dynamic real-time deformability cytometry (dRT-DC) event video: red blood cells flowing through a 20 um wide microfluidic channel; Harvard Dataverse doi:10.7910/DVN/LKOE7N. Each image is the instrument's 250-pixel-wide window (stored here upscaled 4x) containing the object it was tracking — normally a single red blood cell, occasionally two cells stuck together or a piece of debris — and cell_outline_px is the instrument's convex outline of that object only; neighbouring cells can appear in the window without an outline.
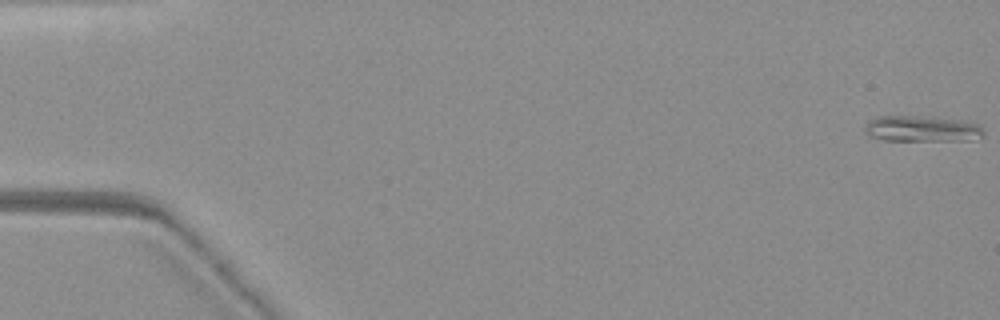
{"species": "common noctule bat (a hibernating species)", "species_latin": "Nyctalus noctula", "temperature_condition": "warm", "stored_images_in_passage": 27, "camera_frame_rate_fps": 3000, "um_per_image_px": 0.085, "animal": {"sex": "female", "body_mass_g": 19.3, "forearm_length_mm": 54.1}, "frame": {"image": 1, "passage_image": 1, "time_ms": 0.0, "image_size_px": [1000, 320], "cell_outline_px": [[984, 136], [976, 140], [880, 140], [868, 136], [864, 132], [864, 128], [872, 120], [880, 116], [908, 116], [960, 120], [980, 124], [984, 132]], "centroid_in_image_um": [78.39, 10.97], "position_along_channel_um": 6.6, "area_um2": 17.8}}
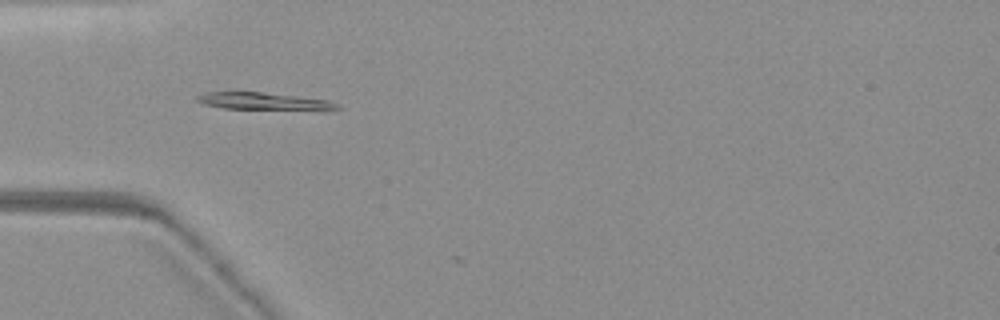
{"frame": {"image": 2, "passage_image": 24, "time_ms": 7.667, "image_size_px": [1000, 320], "cell_outline_px": [[340, 108], [224, 108], [204, 104], [196, 100], [196, 96], [208, 92], [260, 92], [296, 96], [328, 100], [340, 104]], "centroid_in_image_um": [22.28, 8.57], "position_along_channel_um": 62.7, "area_um2": 13.06}}